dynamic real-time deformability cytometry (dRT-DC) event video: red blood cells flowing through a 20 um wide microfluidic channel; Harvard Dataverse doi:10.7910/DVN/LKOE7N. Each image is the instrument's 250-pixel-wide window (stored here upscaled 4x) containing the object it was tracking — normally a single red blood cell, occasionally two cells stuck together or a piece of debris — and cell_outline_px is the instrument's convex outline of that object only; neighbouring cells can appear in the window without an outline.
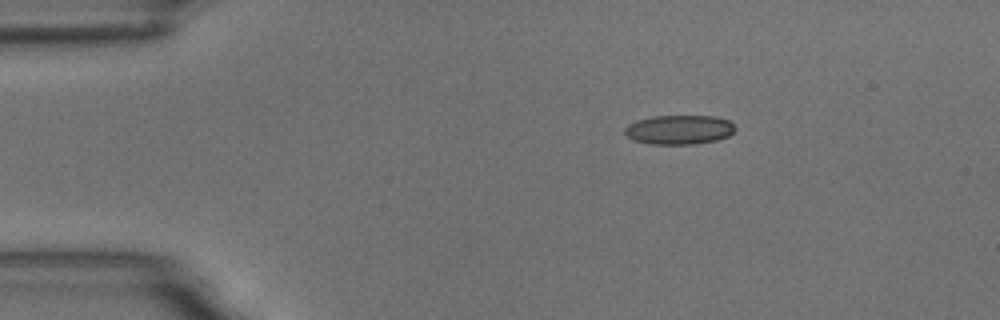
{"species": "common noctule bat (a hibernating species)", "species_latin": "Nyctalus noctula", "temperature_condition": "room temperature", "stored_images_in_passage": 3, "camera_frame_rate_fps": 3000, "um_per_image_px": 0.085, "animal": {"sex": "male", "body_mass_g": 18.8}, "frame": {"image": 1, "passage_image": 1, "time_ms": 0.0, "image_size_px": [1000, 320], "cell_outline_px": [[736, 128], [728, 136], [716, 140], [696, 144], [648, 144], [632, 140], [624, 132], [624, 128], [628, 124], [636, 120], [652, 116], [716, 116], [728, 120]], "centroid_in_image_um": [57.69, 11.02], "position_along_channel_um": 27.3, "area_um2": 18.96}}